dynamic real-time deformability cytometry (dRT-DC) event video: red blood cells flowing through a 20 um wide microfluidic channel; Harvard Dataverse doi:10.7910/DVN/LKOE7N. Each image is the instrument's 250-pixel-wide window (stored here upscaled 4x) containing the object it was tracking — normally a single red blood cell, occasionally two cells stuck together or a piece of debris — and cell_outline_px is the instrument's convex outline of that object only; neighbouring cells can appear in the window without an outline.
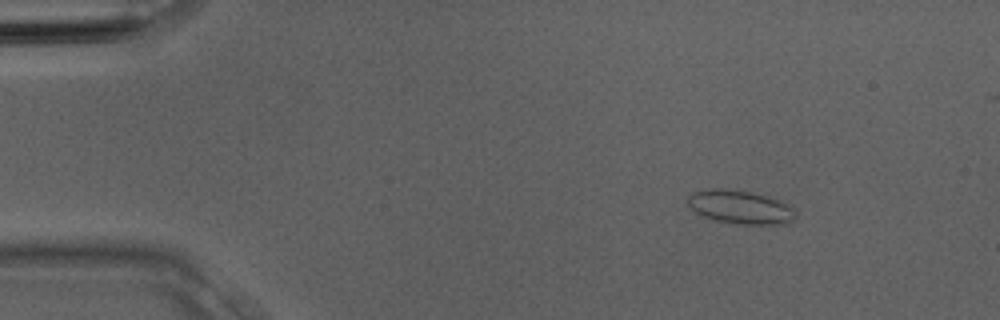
{"species": "Egyptian fruit bat (a non-hibernating species)", "species_latin": "Rousettus aegyptiacus", "temperature_condition": "room temperature", "stored_images_in_passage": 4, "camera_frame_rate_fps": 3000, "um_per_image_px": 0.085, "animal": {"sex": "male"}, "frame": {"image": 1, "passage_image": 2, "time_ms": 0.333, "image_size_px": [1000, 320], "cell_outline_px": [[796, 220], [788, 224], [744, 224], [716, 220], [704, 216], [696, 212], [688, 204], [688, 196], [692, 192], [712, 188], [724, 188], [752, 192], [768, 196], [788, 204], [796, 212]], "centroid_in_image_um": [62.97, 17.59], "position_along_channel_um": 22.0, "area_um2": 21.1}}